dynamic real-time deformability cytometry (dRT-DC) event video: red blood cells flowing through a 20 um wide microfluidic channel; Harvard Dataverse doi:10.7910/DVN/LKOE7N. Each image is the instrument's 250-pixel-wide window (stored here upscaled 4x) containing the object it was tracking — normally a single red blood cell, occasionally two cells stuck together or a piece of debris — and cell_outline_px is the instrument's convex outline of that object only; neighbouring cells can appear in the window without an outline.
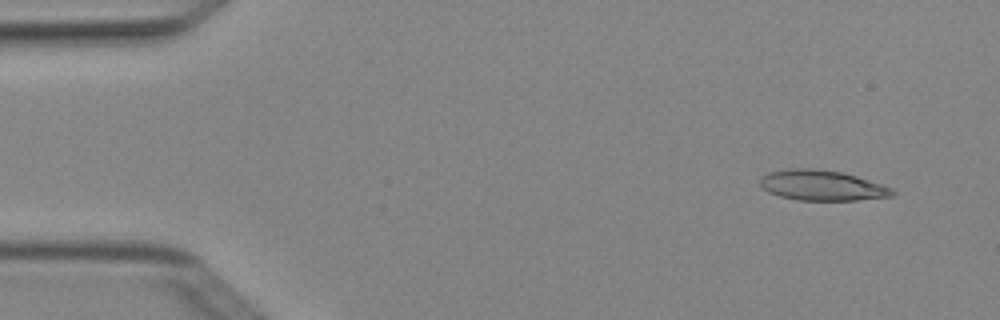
{"species": "Egyptian fruit bat (a non-hibernating species)", "species_latin": "Rousettus aegyptiacus", "temperature_condition": "cold", "stored_images_in_passage": 7, "camera_frame_rate_fps": 3000, "um_per_image_px": 0.085, "animal": {"sex": "female"}, "frame": {"image": 1, "passage_image": 2, "time_ms": 0.333, "image_size_px": [1000, 320], "cell_outline_px": [[896, 192], [892, 196], [856, 200], [796, 200], [780, 196], [768, 192], [760, 184], [760, 180], [768, 172], [792, 168], [812, 168], [840, 172], [856, 176], [892, 188]], "centroid_in_image_um": [69.86, 15.76], "position_along_channel_um": 15.1, "area_um2": 23.12}}
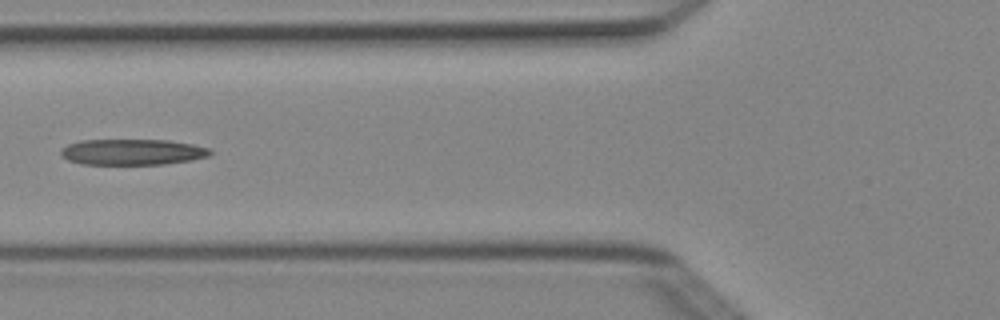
{"frame": {"image": 2, "passage_image": 6, "time_ms": 1.667, "image_size_px": [1000, 320], "cell_outline_px": [[212, 152], [208, 156], [192, 160], [164, 164], [80, 164], [68, 160], [60, 156], [60, 148], [68, 144], [80, 140], [168, 140], [192, 144], [212, 148]], "centroid_in_image_um": [11.23, 12.92], "position_along_channel_um": 114.6, "area_um2": 22.72}}
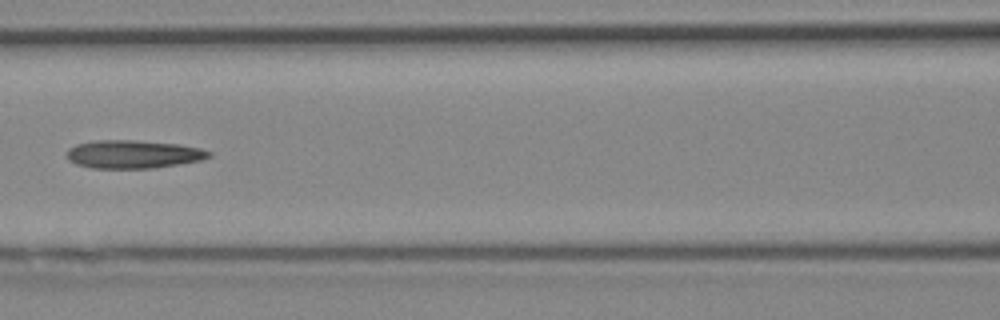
{"frame": {"image": 3, "passage_image": 7, "time_ms": 2.0, "image_size_px": [1000, 320], "cell_outline_px": [[212, 156], [200, 160], [152, 168], [92, 168], [76, 164], [68, 160], [68, 148], [76, 144], [96, 140], [132, 140], [176, 144], [200, 148], [212, 152]], "centroid_in_image_um": [11.3, 13.11], "position_along_channel_um": 155.3, "area_um2": 23.12}}